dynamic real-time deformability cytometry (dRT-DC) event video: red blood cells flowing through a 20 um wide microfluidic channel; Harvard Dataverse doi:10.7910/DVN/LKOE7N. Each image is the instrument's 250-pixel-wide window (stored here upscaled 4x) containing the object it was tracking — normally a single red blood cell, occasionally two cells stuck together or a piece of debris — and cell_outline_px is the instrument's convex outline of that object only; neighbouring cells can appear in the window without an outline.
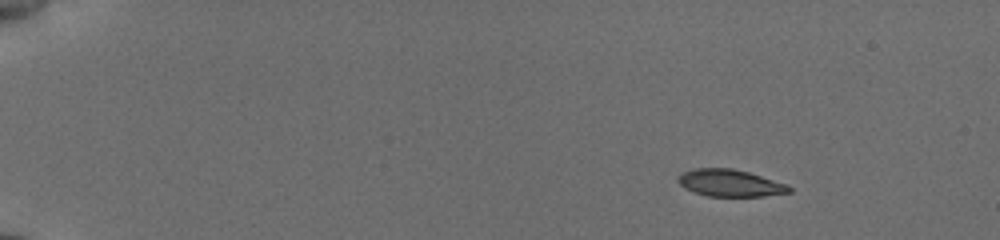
{"species": "common noctule bat (a hibernating species)", "species_latin": "Nyctalus noctula", "temperature_condition": "cold", "stored_images_in_passage": 49, "camera_frame_rate_fps": 3000, "um_per_image_px": 0.085, "animal": {"sex": "female", "body_mass_g": 19.5, "forearm_length_mm": 54.1}, "frame": {"image": 1, "passage_image": 1, "time_ms": 0.0, "image_size_px": [1000, 240], "cell_outline_px": [[792, 192], [764, 196], [708, 196], [684, 188], [676, 180], [680, 172], [692, 168], [732, 168], [748, 172], [788, 184], [792, 188]], "centroid_in_image_um": [62.04, 15.55], "position_along_channel_um": 23.0, "area_um2": 17.63}}
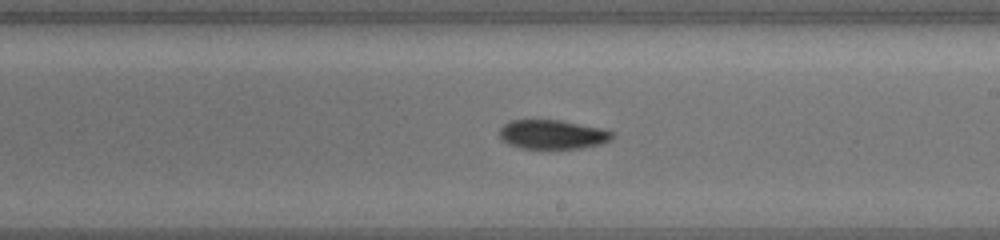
{"frame": {"image": 2, "passage_image": 28, "time_ms": 9.0, "image_size_px": [1000, 240], "cell_outline_px": [[612, 136], [608, 140], [600, 144], [584, 148], [520, 148], [508, 144], [500, 140], [500, 128], [504, 124], [512, 120], [560, 120], [600, 128], [612, 132]], "centroid_in_image_um": [46.9, 11.43], "position_along_channel_um": 242.1, "area_um2": 18.96}}
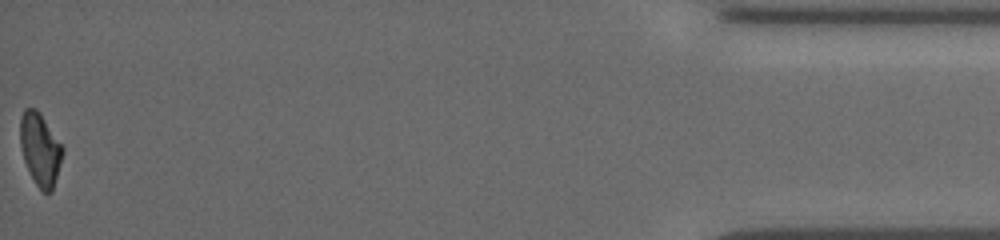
{"frame": {"image": 3, "passage_image": 49, "time_ms": 16.0, "image_size_px": [1000, 240], "cell_outline_px": [[64, 152], [52, 192], [44, 192], [36, 184], [24, 160], [20, 144], [20, 120], [24, 108], [36, 108], [40, 112], [64, 148]], "centroid_in_image_um": [3.42, 12.66], "position_along_channel_um": 431.8, "area_um2": 17.8}, "authors_computed_cell_mechanics": {"area_um2": 18.6694, "velocity_mm_per_s": 3.8285, "shape_relaxation_time_tau1_ms": 2.3764, "shape_relaxation_time_tau2_ms": null, "deformation_change_tau1": 0.1208, "deformation_change_tau2": null}}